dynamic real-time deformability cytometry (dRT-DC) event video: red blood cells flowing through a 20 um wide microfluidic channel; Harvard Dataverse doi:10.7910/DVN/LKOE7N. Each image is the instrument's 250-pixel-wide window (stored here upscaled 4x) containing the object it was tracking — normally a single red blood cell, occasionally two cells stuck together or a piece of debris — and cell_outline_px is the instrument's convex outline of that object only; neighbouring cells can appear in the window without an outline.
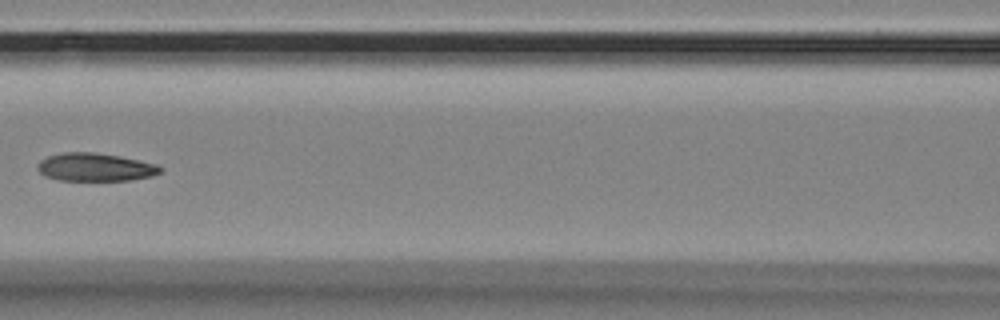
{"species": "Egyptian fruit bat (a non-hibernating species)", "species_latin": "Rousettus aegyptiacus", "temperature_condition": "room temperature", "stored_images_in_passage": 8, "camera_frame_rate_fps": 3000, "um_per_image_px": 0.085, "animal": {"sex": "female"}, "frame": {"image": 1, "passage_image": 8, "time_ms": 2.333, "image_size_px": [1000, 320], "cell_outline_px": [[164, 168], [160, 172], [152, 176], [132, 180], [56, 180], [44, 176], [36, 168], [36, 164], [40, 160], [48, 156], [64, 152], [92, 152], [120, 156], [156, 164]], "centroid_in_image_um": [8.06, 14.21], "position_along_channel_um": 158.5, "area_um2": 20.17}}